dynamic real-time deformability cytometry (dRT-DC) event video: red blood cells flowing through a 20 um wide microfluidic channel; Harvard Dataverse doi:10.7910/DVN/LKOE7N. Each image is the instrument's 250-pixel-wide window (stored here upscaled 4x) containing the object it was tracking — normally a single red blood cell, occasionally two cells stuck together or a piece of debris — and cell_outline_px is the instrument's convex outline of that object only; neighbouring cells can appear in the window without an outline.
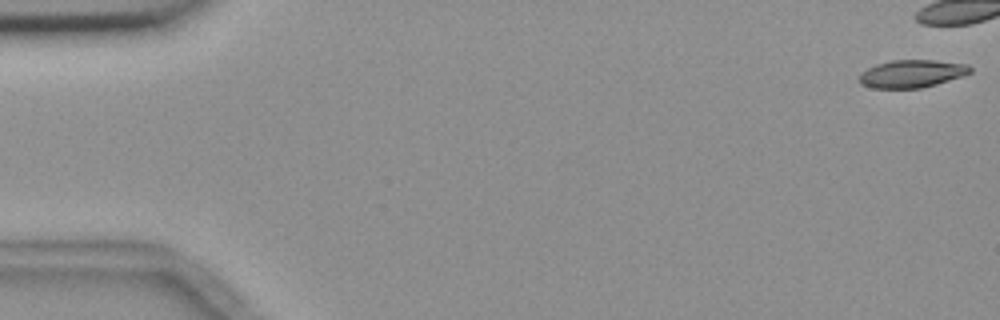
{"species": "common noctule bat (a hibernating species)", "species_latin": "Nyctalus noctula", "temperature_condition": "room temperature", "stored_images_in_passage": 43, "camera_frame_rate_fps": 3000, "um_per_image_px": 0.085, "animal": {"sex": "female", "body_mass_g": 18.4}, "frame": {"image": 1, "passage_image": 1, "time_ms": 0.0, "image_size_px": [1000, 320], "cell_outline_px": [[972, 72], [964, 76], [936, 84], [920, 88], [872, 88], [860, 84], [860, 72], [876, 64], [892, 60], [936, 60], [968, 64], [972, 68]], "centroid_in_image_um": [77.53, 6.26], "position_along_channel_um": 7.5, "area_um2": 18.03}}
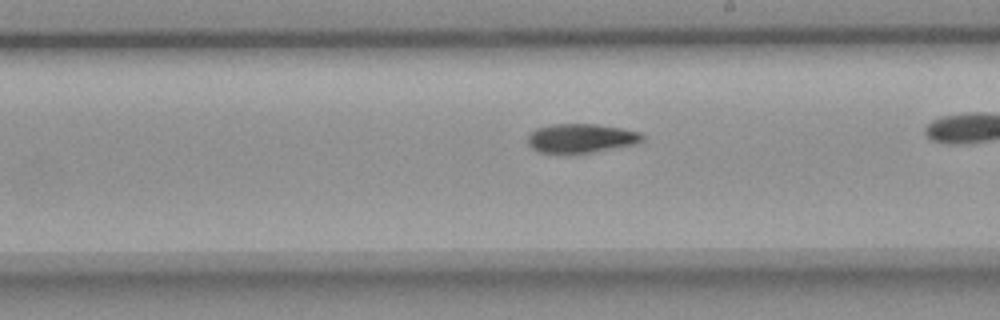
{"frame": {"image": 2, "passage_image": 32, "time_ms": 10.333, "image_size_px": [1000, 320], "cell_outline_px": [[644, 140], [636, 144], [592, 152], [568, 156], [540, 152], [532, 148], [528, 144], [528, 132], [536, 128], [552, 124], [596, 124], [620, 128], [640, 132], [644, 136]], "centroid_in_image_um": [49.34, 11.78], "position_along_channel_um": 239.7, "area_um2": 20.0}}
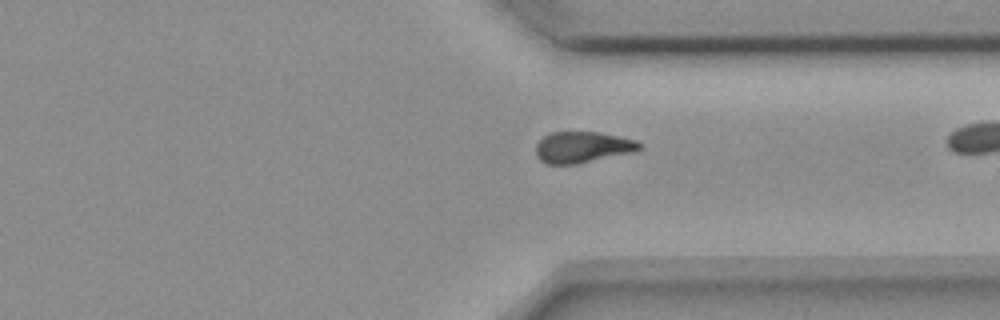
{"frame": {"image": 3, "passage_image": 42, "time_ms": 13.667, "image_size_px": [1000, 320], "cell_outline_px": [[644, 148], [632, 152], [576, 164], [548, 164], [540, 160], [536, 156], [536, 144], [544, 136], [552, 132], [600, 132], [620, 136], [636, 140], [644, 144]], "centroid_in_image_um": [49.54, 12.5], "position_along_channel_um": 361.9, "area_um2": 18.9}}